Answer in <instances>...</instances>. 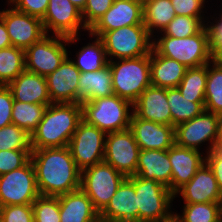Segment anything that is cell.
Instances as JSON below:
<instances>
[{
	"mask_svg": "<svg viewBox=\"0 0 222 222\" xmlns=\"http://www.w3.org/2000/svg\"><path fill=\"white\" fill-rule=\"evenodd\" d=\"M30 160L41 196L57 197L80 189L81 170L68 146L32 150Z\"/></svg>",
	"mask_w": 222,
	"mask_h": 222,
	"instance_id": "obj_1",
	"label": "cell"
},
{
	"mask_svg": "<svg viewBox=\"0 0 222 222\" xmlns=\"http://www.w3.org/2000/svg\"><path fill=\"white\" fill-rule=\"evenodd\" d=\"M81 120V104H49L39 125L31 134L32 150L68 146Z\"/></svg>",
	"mask_w": 222,
	"mask_h": 222,
	"instance_id": "obj_2",
	"label": "cell"
},
{
	"mask_svg": "<svg viewBox=\"0 0 222 222\" xmlns=\"http://www.w3.org/2000/svg\"><path fill=\"white\" fill-rule=\"evenodd\" d=\"M152 40V48L159 55L176 60L186 68L203 66L213 60L207 25L198 34L189 37L162 36Z\"/></svg>",
	"mask_w": 222,
	"mask_h": 222,
	"instance_id": "obj_3",
	"label": "cell"
},
{
	"mask_svg": "<svg viewBox=\"0 0 222 222\" xmlns=\"http://www.w3.org/2000/svg\"><path fill=\"white\" fill-rule=\"evenodd\" d=\"M82 106V120L96 126L103 132L111 133L127 130L130 127L133 104L115 94L109 97L94 99Z\"/></svg>",
	"mask_w": 222,
	"mask_h": 222,
	"instance_id": "obj_4",
	"label": "cell"
},
{
	"mask_svg": "<svg viewBox=\"0 0 222 222\" xmlns=\"http://www.w3.org/2000/svg\"><path fill=\"white\" fill-rule=\"evenodd\" d=\"M113 93L132 104L151 86L150 55L111 60Z\"/></svg>",
	"mask_w": 222,
	"mask_h": 222,
	"instance_id": "obj_5",
	"label": "cell"
},
{
	"mask_svg": "<svg viewBox=\"0 0 222 222\" xmlns=\"http://www.w3.org/2000/svg\"><path fill=\"white\" fill-rule=\"evenodd\" d=\"M135 194L139 208V222H170L174 219L171 209L174 194L168 187L150 179L134 175Z\"/></svg>",
	"mask_w": 222,
	"mask_h": 222,
	"instance_id": "obj_6",
	"label": "cell"
},
{
	"mask_svg": "<svg viewBox=\"0 0 222 222\" xmlns=\"http://www.w3.org/2000/svg\"><path fill=\"white\" fill-rule=\"evenodd\" d=\"M144 24L121 27L104 32L99 38L104 44L108 61L150 55L153 40ZM110 56V59H109Z\"/></svg>",
	"mask_w": 222,
	"mask_h": 222,
	"instance_id": "obj_7",
	"label": "cell"
},
{
	"mask_svg": "<svg viewBox=\"0 0 222 222\" xmlns=\"http://www.w3.org/2000/svg\"><path fill=\"white\" fill-rule=\"evenodd\" d=\"M51 36L46 34L25 50L26 71L44 77L53 73L68 57L65 45L79 40V36Z\"/></svg>",
	"mask_w": 222,
	"mask_h": 222,
	"instance_id": "obj_8",
	"label": "cell"
},
{
	"mask_svg": "<svg viewBox=\"0 0 222 222\" xmlns=\"http://www.w3.org/2000/svg\"><path fill=\"white\" fill-rule=\"evenodd\" d=\"M126 177L110 164L102 161L81 171L80 188L100 213L109 203Z\"/></svg>",
	"mask_w": 222,
	"mask_h": 222,
	"instance_id": "obj_9",
	"label": "cell"
},
{
	"mask_svg": "<svg viewBox=\"0 0 222 222\" xmlns=\"http://www.w3.org/2000/svg\"><path fill=\"white\" fill-rule=\"evenodd\" d=\"M40 196L33 163L0 175V206L28 205Z\"/></svg>",
	"mask_w": 222,
	"mask_h": 222,
	"instance_id": "obj_10",
	"label": "cell"
},
{
	"mask_svg": "<svg viewBox=\"0 0 222 222\" xmlns=\"http://www.w3.org/2000/svg\"><path fill=\"white\" fill-rule=\"evenodd\" d=\"M106 133L81 120L69 142L76 166L82 171L104 159Z\"/></svg>",
	"mask_w": 222,
	"mask_h": 222,
	"instance_id": "obj_11",
	"label": "cell"
},
{
	"mask_svg": "<svg viewBox=\"0 0 222 222\" xmlns=\"http://www.w3.org/2000/svg\"><path fill=\"white\" fill-rule=\"evenodd\" d=\"M140 147L130 129L106 134L104 159L125 177L134 176Z\"/></svg>",
	"mask_w": 222,
	"mask_h": 222,
	"instance_id": "obj_12",
	"label": "cell"
},
{
	"mask_svg": "<svg viewBox=\"0 0 222 222\" xmlns=\"http://www.w3.org/2000/svg\"><path fill=\"white\" fill-rule=\"evenodd\" d=\"M217 119L218 114L204 110L200 115L193 119L181 123L175 127V144L184 147L199 150L200 144L208 141L209 153L216 148L217 137Z\"/></svg>",
	"mask_w": 222,
	"mask_h": 222,
	"instance_id": "obj_13",
	"label": "cell"
},
{
	"mask_svg": "<svg viewBox=\"0 0 222 222\" xmlns=\"http://www.w3.org/2000/svg\"><path fill=\"white\" fill-rule=\"evenodd\" d=\"M41 20L46 34L52 30L53 35L71 37L78 36L80 28L88 31L81 10L70 0H49L47 11Z\"/></svg>",
	"mask_w": 222,
	"mask_h": 222,
	"instance_id": "obj_14",
	"label": "cell"
},
{
	"mask_svg": "<svg viewBox=\"0 0 222 222\" xmlns=\"http://www.w3.org/2000/svg\"><path fill=\"white\" fill-rule=\"evenodd\" d=\"M0 16L14 47L26 50L46 35L40 18L25 14L14 7L0 11Z\"/></svg>",
	"mask_w": 222,
	"mask_h": 222,
	"instance_id": "obj_15",
	"label": "cell"
},
{
	"mask_svg": "<svg viewBox=\"0 0 222 222\" xmlns=\"http://www.w3.org/2000/svg\"><path fill=\"white\" fill-rule=\"evenodd\" d=\"M143 23V0H114L107 12L88 30L89 37Z\"/></svg>",
	"mask_w": 222,
	"mask_h": 222,
	"instance_id": "obj_16",
	"label": "cell"
},
{
	"mask_svg": "<svg viewBox=\"0 0 222 222\" xmlns=\"http://www.w3.org/2000/svg\"><path fill=\"white\" fill-rule=\"evenodd\" d=\"M100 222H139L134 176L126 177L107 206L99 213Z\"/></svg>",
	"mask_w": 222,
	"mask_h": 222,
	"instance_id": "obj_17",
	"label": "cell"
},
{
	"mask_svg": "<svg viewBox=\"0 0 222 222\" xmlns=\"http://www.w3.org/2000/svg\"><path fill=\"white\" fill-rule=\"evenodd\" d=\"M140 150H168L175 144V127L143 120L132 113L130 127Z\"/></svg>",
	"mask_w": 222,
	"mask_h": 222,
	"instance_id": "obj_18",
	"label": "cell"
},
{
	"mask_svg": "<svg viewBox=\"0 0 222 222\" xmlns=\"http://www.w3.org/2000/svg\"><path fill=\"white\" fill-rule=\"evenodd\" d=\"M80 70L67 57L46 81L51 103H78V81Z\"/></svg>",
	"mask_w": 222,
	"mask_h": 222,
	"instance_id": "obj_19",
	"label": "cell"
},
{
	"mask_svg": "<svg viewBox=\"0 0 222 222\" xmlns=\"http://www.w3.org/2000/svg\"><path fill=\"white\" fill-rule=\"evenodd\" d=\"M180 194L184 204L192 203H222V193L212 169L205 162L193 176L174 195Z\"/></svg>",
	"mask_w": 222,
	"mask_h": 222,
	"instance_id": "obj_20",
	"label": "cell"
},
{
	"mask_svg": "<svg viewBox=\"0 0 222 222\" xmlns=\"http://www.w3.org/2000/svg\"><path fill=\"white\" fill-rule=\"evenodd\" d=\"M133 113L143 120L172 126L167 88L147 87L133 103Z\"/></svg>",
	"mask_w": 222,
	"mask_h": 222,
	"instance_id": "obj_21",
	"label": "cell"
},
{
	"mask_svg": "<svg viewBox=\"0 0 222 222\" xmlns=\"http://www.w3.org/2000/svg\"><path fill=\"white\" fill-rule=\"evenodd\" d=\"M168 158L172 167L171 192L174 195L206 162V157H202L199 150L180 147L176 144L168 149Z\"/></svg>",
	"mask_w": 222,
	"mask_h": 222,
	"instance_id": "obj_22",
	"label": "cell"
},
{
	"mask_svg": "<svg viewBox=\"0 0 222 222\" xmlns=\"http://www.w3.org/2000/svg\"><path fill=\"white\" fill-rule=\"evenodd\" d=\"M7 86L12 92L14 101L32 104H52L44 76L25 70Z\"/></svg>",
	"mask_w": 222,
	"mask_h": 222,
	"instance_id": "obj_23",
	"label": "cell"
},
{
	"mask_svg": "<svg viewBox=\"0 0 222 222\" xmlns=\"http://www.w3.org/2000/svg\"><path fill=\"white\" fill-rule=\"evenodd\" d=\"M135 175L155 180L171 191L172 167L168 150H140Z\"/></svg>",
	"mask_w": 222,
	"mask_h": 222,
	"instance_id": "obj_24",
	"label": "cell"
},
{
	"mask_svg": "<svg viewBox=\"0 0 222 222\" xmlns=\"http://www.w3.org/2000/svg\"><path fill=\"white\" fill-rule=\"evenodd\" d=\"M57 197L60 222H100L99 212L81 188Z\"/></svg>",
	"mask_w": 222,
	"mask_h": 222,
	"instance_id": "obj_25",
	"label": "cell"
},
{
	"mask_svg": "<svg viewBox=\"0 0 222 222\" xmlns=\"http://www.w3.org/2000/svg\"><path fill=\"white\" fill-rule=\"evenodd\" d=\"M187 68L176 60L159 55L153 48L150 52L151 85L159 88H176Z\"/></svg>",
	"mask_w": 222,
	"mask_h": 222,
	"instance_id": "obj_26",
	"label": "cell"
},
{
	"mask_svg": "<svg viewBox=\"0 0 222 222\" xmlns=\"http://www.w3.org/2000/svg\"><path fill=\"white\" fill-rule=\"evenodd\" d=\"M111 77L112 71L109 64L96 72H81L78 81V103L112 96L114 93Z\"/></svg>",
	"mask_w": 222,
	"mask_h": 222,
	"instance_id": "obj_27",
	"label": "cell"
},
{
	"mask_svg": "<svg viewBox=\"0 0 222 222\" xmlns=\"http://www.w3.org/2000/svg\"><path fill=\"white\" fill-rule=\"evenodd\" d=\"M167 100L171 111L173 127L197 117L205 110V99H188L183 97L177 87L167 88Z\"/></svg>",
	"mask_w": 222,
	"mask_h": 222,
	"instance_id": "obj_28",
	"label": "cell"
},
{
	"mask_svg": "<svg viewBox=\"0 0 222 222\" xmlns=\"http://www.w3.org/2000/svg\"><path fill=\"white\" fill-rule=\"evenodd\" d=\"M175 16L171 0H143V23L151 36L154 30L163 31Z\"/></svg>",
	"mask_w": 222,
	"mask_h": 222,
	"instance_id": "obj_29",
	"label": "cell"
},
{
	"mask_svg": "<svg viewBox=\"0 0 222 222\" xmlns=\"http://www.w3.org/2000/svg\"><path fill=\"white\" fill-rule=\"evenodd\" d=\"M95 41L83 46L77 53L76 60H72L80 72H96L108 65V58L104 44L99 37L94 36Z\"/></svg>",
	"mask_w": 222,
	"mask_h": 222,
	"instance_id": "obj_30",
	"label": "cell"
},
{
	"mask_svg": "<svg viewBox=\"0 0 222 222\" xmlns=\"http://www.w3.org/2000/svg\"><path fill=\"white\" fill-rule=\"evenodd\" d=\"M204 108L215 114L222 113V63L213 60L207 64Z\"/></svg>",
	"mask_w": 222,
	"mask_h": 222,
	"instance_id": "obj_31",
	"label": "cell"
},
{
	"mask_svg": "<svg viewBox=\"0 0 222 222\" xmlns=\"http://www.w3.org/2000/svg\"><path fill=\"white\" fill-rule=\"evenodd\" d=\"M25 70L24 49L14 46L0 49V85H8Z\"/></svg>",
	"mask_w": 222,
	"mask_h": 222,
	"instance_id": "obj_32",
	"label": "cell"
},
{
	"mask_svg": "<svg viewBox=\"0 0 222 222\" xmlns=\"http://www.w3.org/2000/svg\"><path fill=\"white\" fill-rule=\"evenodd\" d=\"M48 105L14 101L11 113L12 124L23 128L31 135L42 120Z\"/></svg>",
	"mask_w": 222,
	"mask_h": 222,
	"instance_id": "obj_33",
	"label": "cell"
},
{
	"mask_svg": "<svg viewBox=\"0 0 222 222\" xmlns=\"http://www.w3.org/2000/svg\"><path fill=\"white\" fill-rule=\"evenodd\" d=\"M182 215L174 214L177 222H217L222 218V203L184 204Z\"/></svg>",
	"mask_w": 222,
	"mask_h": 222,
	"instance_id": "obj_34",
	"label": "cell"
},
{
	"mask_svg": "<svg viewBox=\"0 0 222 222\" xmlns=\"http://www.w3.org/2000/svg\"><path fill=\"white\" fill-rule=\"evenodd\" d=\"M207 64L187 68L184 77L177 86L183 97L188 99H205Z\"/></svg>",
	"mask_w": 222,
	"mask_h": 222,
	"instance_id": "obj_35",
	"label": "cell"
},
{
	"mask_svg": "<svg viewBox=\"0 0 222 222\" xmlns=\"http://www.w3.org/2000/svg\"><path fill=\"white\" fill-rule=\"evenodd\" d=\"M204 17H189L176 15L173 20L163 29V36L185 38L198 34L209 22Z\"/></svg>",
	"mask_w": 222,
	"mask_h": 222,
	"instance_id": "obj_36",
	"label": "cell"
},
{
	"mask_svg": "<svg viewBox=\"0 0 222 222\" xmlns=\"http://www.w3.org/2000/svg\"><path fill=\"white\" fill-rule=\"evenodd\" d=\"M1 150H32L31 135L14 124L0 128Z\"/></svg>",
	"mask_w": 222,
	"mask_h": 222,
	"instance_id": "obj_37",
	"label": "cell"
},
{
	"mask_svg": "<svg viewBox=\"0 0 222 222\" xmlns=\"http://www.w3.org/2000/svg\"><path fill=\"white\" fill-rule=\"evenodd\" d=\"M34 222H60L59 198L39 196L32 204Z\"/></svg>",
	"mask_w": 222,
	"mask_h": 222,
	"instance_id": "obj_38",
	"label": "cell"
},
{
	"mask_svg": "<svg viewBox=\"0 0 222 222\" xmlns=\"http://www.w3.org/2000/svg\"><path fill=\"white\" fill-rule=\"evenodd\" d=\"M32 150H1L0 175L24 166L29 160Z\"/></svg>",
	"mask_w": 222,
	"mask_h": 222,
	"instance_id": "obj_39",
	"label": "cell"
},
{
	"mask_svg": "<svg viewBox=\"0 0 222 222\" xmlns=\"http://www.w3.org/2000/svg\"><path fill=\"white\" fill-rule=\"evenodd\" d=\"M114 0H87L82 12L85 27L89 30L111 7Z\"/></svg>",
	"mask_w": 222,
	"mask_h": 222,
	"instance_id": "obj_40",
	"label": "cell"
},
{
	"mask_svg": "<svg viewBox=\"0 0 222 222\" xmlns=\"http://www.w3.org/2000/svg\"><path fill=\"white\" fill-rule=\"evenodd\" d=\"M0 217L2 222H34L32 204L0 207Z\"/></svg>",
	"mask_w": 222,
	"mask_h": 222,
	"instance_id": "obj_41",
	"label": "cell"
},
{
	"mask_svg": "<svg viewBox=\"0 0 222 222\" xmlns=\"http://www.w3.org/2000/svg\"><path fill=\"white\" fill-rule=\"evenodd\" d=\"M49 0H8L15 9L42 19L47 11Z\"/></svg>",
	"mask_w": 222,
	"mask_h": 222,
	"instance_id": "obj_42",
	"label": "cell"
},
{
	"mask_svg": "<svg viewBox=\"0 0 222 222\" xmlns=\"http://www.w3.org/2000/svg\"><path fill=\"white\" fill-rule=\"evenodd\" d=\"M14 98L7 85H0V128L12 124Z\"/></svg>",
	"mask_w": 222,
	"mask_h": 222,
	"instance_id": "obj_43",
	"label": "cell"
},
{
	"mask_svg": "<svg viewBox=\"0 0 222 222\" xmlns=\"http://www.w3.org/2000/svg\"><path fill=\"white\" fill-rule=\"evenodd\" d=\"M219 20H215V24L210 22L208 24V29L210 32V42L212 50V59L213 61L222 63V14L220 13Z\"/></svg>",
	"mask_w": 222,
	"mask_h": 222,
	"instance_id": "obj_44",
	"label": "cell"
},
{
	"mask_svg": "<svg viewBox=\"0 0 222 222\" xmlns=\"http://www.w3.org/2000/svg\"><path fill=\"white\" fill-rule=\"evenodd\" d=\"M176 15L189 17H203L205 0H171Z\"/></svg>",
	"mask_w": 222,
	"mask_h": 222,
	"instance_id": "obj_45",
	"label": "cell"
},
{
	"mask_svg": "<svg viewBox=\"0 0 222 222\" xmlns=\"http://www.w3.org/2000/svg\"><path fill=\"white\" fill-rule=\"evenodd\" d=\"M206 154V163L212 169L222 193V148H214Z\"/></svg>",
	"mask_w": 222,
	"mask_h": 222,
	"instance_id": "obj_46",
	"label": "cell"
},
{
	"mask_svg": "<svg viewBox=\"0 0 222 222\" xmlns=\"http://www.w3.org/2000/svg\"><path fill=\"white\" fill-rule=\"evenodd\" d=\"M12 46L3 18L0 16V49Z\"/></svg>",
	"mask_w": 222,
	"mask_h": 222,
	"instance_id": "obj_47",
	"label": "cell"
},
{
	"mask_svg": "<svg viewBox=\"0 0 222 222\" xmlns=\"http://www.w3.org/2000/svg\"><path fill=\"white\" fill-rule=\"evenodd\" d=\"M216 148H222V113L218 114Z\"/></svg>",
	"mask_w": 222,
	"mask_h": 222,
	"instance_id": "obj_48",
	"label": "cell"
},
{
	"mask_svg": "<svg viewBox=\"0 0 222 222\" xmlns=\"http://www.w3.org/2000/svg\"><path fill=\"white\" fill-rule=\"evenodd\" d=\"M70 2L82 11L86 5L87 0H70Z\"/></svg>",
	"mask_w": 222,
	"mask_h": 222,
	"instance_id": "obj_49",
	"label": "cell"
}]
</instances>
